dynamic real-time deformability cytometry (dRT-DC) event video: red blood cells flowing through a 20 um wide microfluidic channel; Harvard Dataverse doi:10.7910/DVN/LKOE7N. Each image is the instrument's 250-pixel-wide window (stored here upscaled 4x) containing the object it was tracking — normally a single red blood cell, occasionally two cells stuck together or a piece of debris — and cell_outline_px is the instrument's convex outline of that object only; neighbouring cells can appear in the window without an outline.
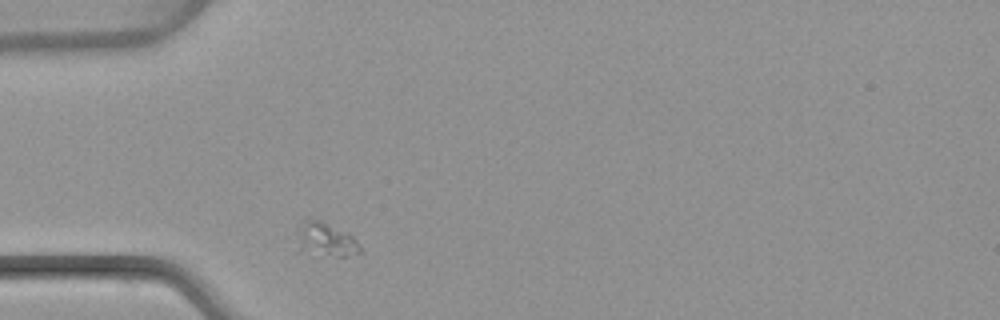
{"species": "common noctule bat (a hibernating species)", "species_latin": "Nyctalus noctula", "temperature_condition": "warm", "stored_images_in_passage": 28, "camera_frame_rate_fps": 3000, "um_per_image_px": 0.085, "animal": {"sex": "female", "body_mass_g": 22.7, "forearm_length_mm": 54.2}, "frame": {"image": 1, "passage_image": 1, "time_ms": 0.0, "image_size_px": [1000, 320], "cell_outline_px": [[360, 252], [344, 256], [336, 256], [296, 252], [296, 232], [304, 220], [320, 220], [348, 232], [352, 236], [360, 248]], "centroid_in_image_um": [27.59, 20.37], "position_along_channel_um": 57.4, "area_um2": 12.6}}
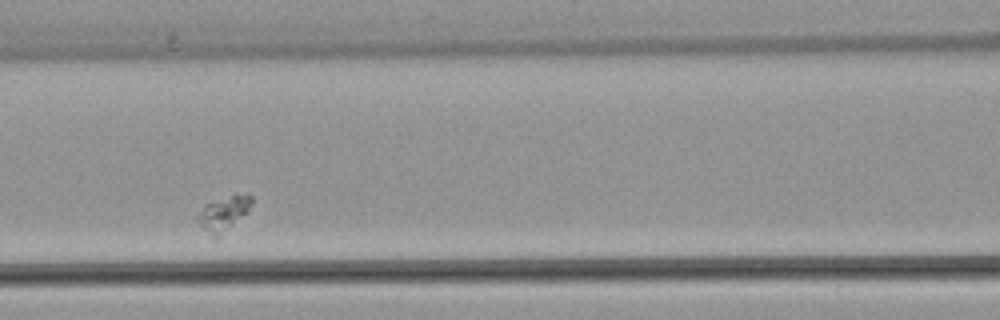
{"frame": {"image": 2, "passage_image": 9, "time_ms": 2.667, "image_size_px": [1000, 320], "cell_outline_px": [[252, 204], [216, 240], [212, 240], [196, 220], [196, 216], [204, 204], [236, 192], [252, 196]], "centroid_in_image_um": [18.92, 18.14], "position_along_channel_um": 147.7, "area_um2": 10.92}}
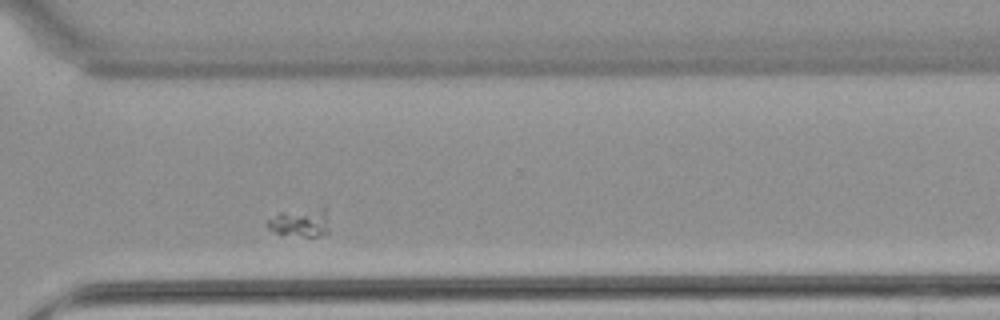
{"frame": {"image": 3, "passage_image": 25, "time_ms": 8.0, "image_size_px": [1000, 320], "cell_outline_px": [[328, 232], [316, 236], [304, 236], [276, 232], [268, 228], [264, 224], [268, 220], [280, 212], [328, 204]], "centroid_in_image_um": [25.61, 18.83], "position_along_channel_um": 345.0, "area_um2": 10.64}}